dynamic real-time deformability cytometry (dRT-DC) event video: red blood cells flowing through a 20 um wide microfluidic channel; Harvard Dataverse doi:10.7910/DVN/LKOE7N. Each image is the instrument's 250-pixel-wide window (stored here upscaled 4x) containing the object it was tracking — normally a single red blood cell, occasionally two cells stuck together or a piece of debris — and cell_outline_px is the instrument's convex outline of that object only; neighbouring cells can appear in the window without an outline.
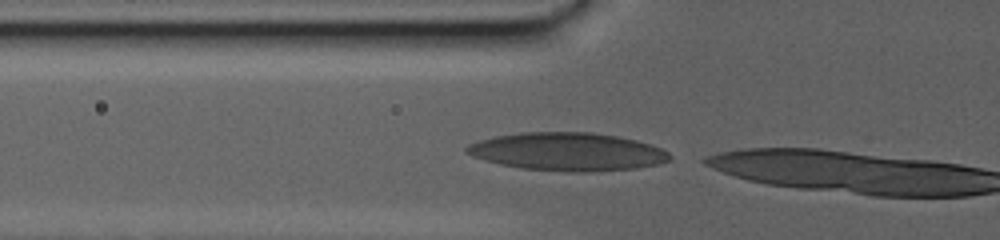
{"species": "human", "species_latin": "Homo sapiens", "temperature_condition": "warm", "stored_images_in_passage": 20, "camera_frame_rate_fps": 3000, "um_per_image_px": 0.085, "donor": {"sex": "male"}, "frame": {"image": 1, "passage_image": 18, "time_ms": 5.667, "image_size_px": [1000, 240], "cell_outline_px": [[672, 160], [660, 164], [636, 168], [592, 172], [568, 172], [524, 168], [500, 164], [484, 160], [472, 156], [464, 152], [464, 148], [468, 144], [480, 140], [496, 136], [520, 132], [592, 132], [616, 136], [636, 140], [652, 144], [668, 152], [672, 156]], "centroid_in_image_um": [48.26, 12.89], "position_along_channel_um": 77.5, "area_um2": 45.32}}